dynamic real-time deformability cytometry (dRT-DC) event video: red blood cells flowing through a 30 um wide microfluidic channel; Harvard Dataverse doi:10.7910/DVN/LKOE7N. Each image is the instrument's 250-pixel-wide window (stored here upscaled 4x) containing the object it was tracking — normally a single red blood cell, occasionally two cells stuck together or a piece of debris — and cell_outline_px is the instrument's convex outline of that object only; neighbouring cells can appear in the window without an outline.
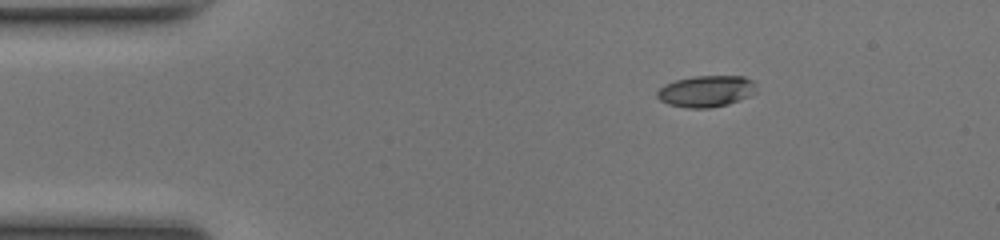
{"species": "common noctule bat (a hibernating species)", "species_latin": "Nyctalus noctula", "temperature_condition": "room temperature", "stored_images_in_passage": 42, "camera_frame_rate_fps": 3000, "um_per_image_px": 0.085, "animal": {"sex": "female", "body_mass_g": 17.0, "forearm_length_mm": 48.0}, "frame": {"image": 1, "passage_image": 1, "time_ms": 0.0, "image_size_px": [1000, 240], "cell_outline_px": [[756, 92], [748, 96], [728, 104], [708, 108], [688, 108], [668, 104], [660, 100], [656, 96], [656, 92], [664, 84], [676, 80], [692, 76], [744, 76], [752, 80], [756, 84]], "centroid_in_image_um": [60.01, 7.75], "position_along_channel_um": 25.0, "area_um2": 18.21}}
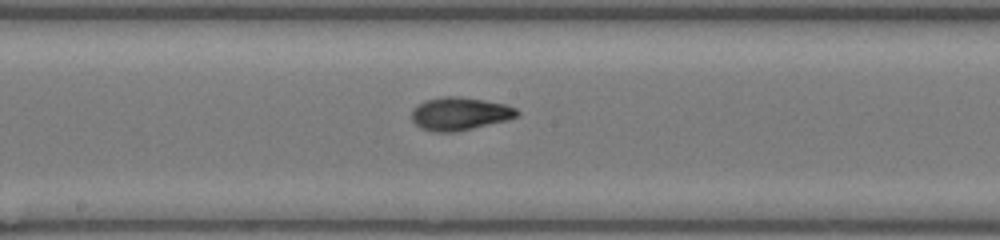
{"frame": {"image": 2, "passage_image": 19, "time_ms": 6.0, "image_size_px": [1000, 240], "cell_outline_px": [[520, 112], [516, 116], [504, 120], [472, 128], [452, 132], [436, 132], [420, 128], [412, 120], [412, 108], [416, 104], [424, 100], [440, 96], [460, 96], [484, 100], [504, 104], [516, 108]], "centroid_in_image_um": [39.01, 9.64], "position_along_channel_um": 209.2, "area_um2": 20.17}}
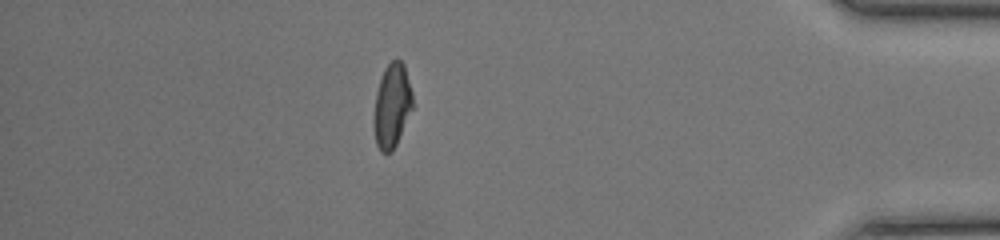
{"frame": {"image": 3, "passage_image": 36, "time_ms": 11.667, "image_size_px": [1000, 240], "cell_outline_px": [[412, 108], [396, 144], [392, 152], [380, 152], [376, 144], [372, 120], [376, 92], [384, 68], [392, 60], [400, 60], [404, 64], [412, 92]], "centroid_in_image_um": [33.29, 8.99], "position_along_channel_um": 401.9, "area_um2": 18.96}, "authors_computed_cell_mechanics": {"area_um2": 19.1318, "velocity_mm_per_s": 4.2305, "shape_relaxation_time_tau1_ms": 2.6762, "shape_relaxation_time_tau2_ms": 1.4568, "deformation_change_tau1": 0.1714, "deformation_change_tau2": 0.0756}}